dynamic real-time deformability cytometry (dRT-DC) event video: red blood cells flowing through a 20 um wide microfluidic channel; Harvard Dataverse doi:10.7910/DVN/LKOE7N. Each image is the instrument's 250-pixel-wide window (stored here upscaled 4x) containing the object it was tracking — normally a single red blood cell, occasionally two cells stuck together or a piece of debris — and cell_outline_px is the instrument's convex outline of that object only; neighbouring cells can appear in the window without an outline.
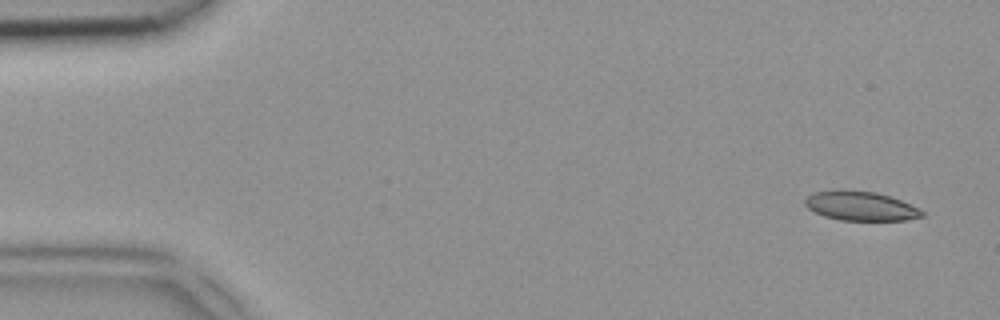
{"species": "common noctule bat (a hibernating species)", "species_latin": "Nyctalus noctula", "temperature_condition": "room temperature", "stored_images_in_passage": 7, "camera_frame_rate_fps": 3000, "um_per_image_px": 0.085, "animal": {"sex": "female", "body_mass_g": 18.4}, "frame": {"image": 1, "passage_image": 1, "time_ms": 0.0, "image_size_px": [1000, 320], "cell_outline_px": [[924, 216], [904, 220], [840, 220], [824, 216], [808, 208], [804, 204], [804, 200], [812, 192], [832, 188], [844, 188], [876, 192], [900, 200], [924, 212]], "centroid_in_image_um": [73.06, 17.47], "position_along_channel_um": 11.9, "area_um2": 20.17}}